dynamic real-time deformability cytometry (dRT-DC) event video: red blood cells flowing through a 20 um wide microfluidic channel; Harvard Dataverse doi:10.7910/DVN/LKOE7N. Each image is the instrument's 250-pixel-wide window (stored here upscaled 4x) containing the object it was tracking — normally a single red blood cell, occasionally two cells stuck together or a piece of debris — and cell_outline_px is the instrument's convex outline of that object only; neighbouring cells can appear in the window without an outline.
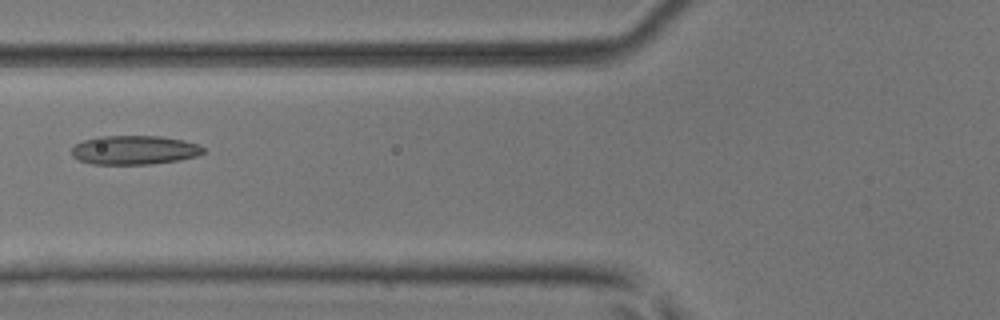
{"species": "common noctule bat (a hibernating species)", "species_latin": "Nyctalus noctula", "temperature_condition": "room temperature", "stored_images_in_passage": 6, "camera_frame_rate_fps": 3000, "um_per_image_px": 0.085, "animal": {"sex": "male", "body_mass_g": 17.9, "forearm_length_mm": 54.2}, "frame": {"image": 1, "passage_image": 6, "time_ms": 1.667, "image_size_px": [1000, 320], "cell_outline_px": [[204, 152], [196, 156], [180, 160], [152, 164], [92, 164], [80, 160], [72, 156], [72, 148], [76, 144], [84, 140], [100, 136], [160, 136], [184, 140], [200, 144], [204, 148]], "centroid_in_image_um": [11.45, 12.75], "position_along_channel_um": 114.3, "area_um2": 22.31}}